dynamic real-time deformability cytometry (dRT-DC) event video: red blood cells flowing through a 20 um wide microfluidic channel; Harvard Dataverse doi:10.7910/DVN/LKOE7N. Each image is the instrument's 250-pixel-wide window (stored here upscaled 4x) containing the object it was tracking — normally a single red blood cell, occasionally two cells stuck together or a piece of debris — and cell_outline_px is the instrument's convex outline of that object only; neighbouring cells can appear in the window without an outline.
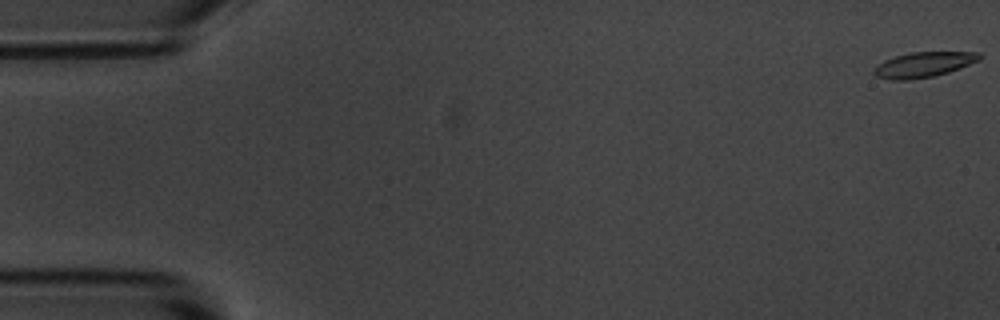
{"species": "common noctule bat (a hibernating species)", "species_latin": "Nyctalus noctula", "temperature_condition": "room temperature", "stored_images_in_passage": 16, "camera_frame_rate_fps": 3000, "um_per_image_px": 0.085, "animal": {"sex": "male", "body_mass_g": 20.1, "forearm_length_mm": 53.5}, "frame": {"image": 1, "passage_image": 1, "time_ms": 0.0, "image_size_px": [1000, 320], "cell_outline_px": [[980, 60], [960, 68], [948, 72], [932, 76], [908, 80], [892, 80], [876, 76], [872, 72], [872, 68], [876, 64], [884, 60], [896, 56], [912, 52], [980, 52]], "centroid_in_image_um": [78.46, 5.49], "position_along_channel_um": 6.5, "area_um2": 15.49}}
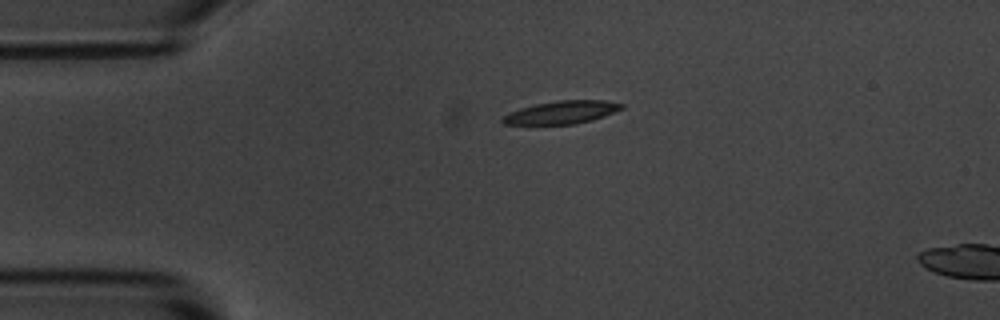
{"frame": {"image": 2, "passage_image": 13, "time_ms": 4.0, "image_size_px": [1000, 320], "cell_outline_px": [[624, 108], [604, 116], [592, 120], [576, 124], [504, 124], [500, 120], [508, 112], [520, 108], [536, 104], [556, 100], [604, 100], [624, 104]], "centroid_in_image_um": [47.75, 9.54], "position_along_channel_um": 37.2, "area_um2": 15.9}}